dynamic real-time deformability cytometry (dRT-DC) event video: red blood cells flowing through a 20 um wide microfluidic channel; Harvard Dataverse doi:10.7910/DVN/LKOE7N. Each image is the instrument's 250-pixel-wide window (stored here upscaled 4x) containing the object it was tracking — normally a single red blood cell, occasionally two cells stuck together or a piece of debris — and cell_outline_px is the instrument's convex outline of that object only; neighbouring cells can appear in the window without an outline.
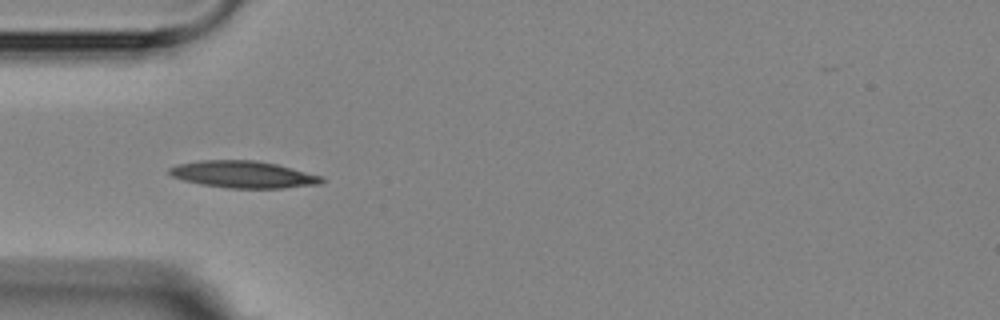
{"species": "Egyptian fruit bat (a non-hibernating species)", "species_latin": "Rousettus aegyptiacus", "temperature_condition": "room temperature", "stored_images_in_passage": 8, "camera_frame_rate_fps": 3000, "um_per_image_px": 0.085, "animal": {"sex": "female"}, "frame": {"image": 1, "passage_image": 5, "time_ms": 4.333, "image_size_px": [1000, 320], "cell_outline_px": [[324, 180], [320, 184], [284, 188], [228, 188], [200, 184], [184, 180], [172, 176], [168, 172], [168, 168], [176, 164], [200, 160], [256, 160], [276, 164], [324, 176]], "centroid_in_image_um": [20.68, 14.82], "position_along_channel_um": 64.3, "area_um2": 24.04}}
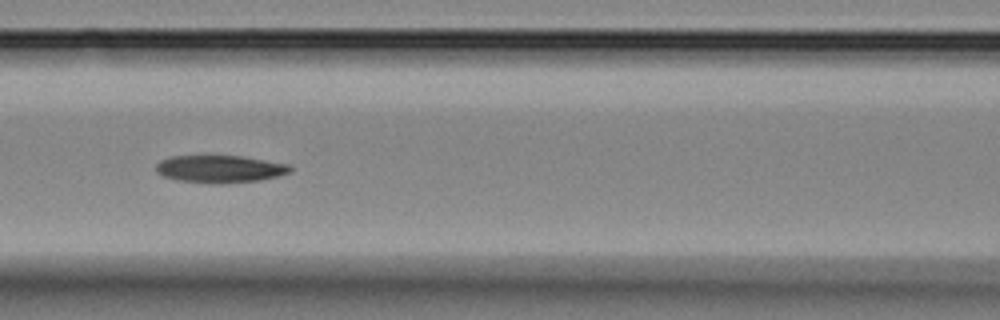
{"frame": {"image": 2, "passage_image": 7, "time_ms": 6.667, "image_size_px": [1000, 320], "cell_outline_px": [[292, 172], [280, 176], [260, 180], [220, 184], [216, 184], [176, 180], [164, 176], [156, 172], [156, 164], [160, 160], [172, 156], [240, 156], [288, 164], [292, 168]], "centroid_in_image_um": [18.7, 14.37], "position_along_channel_um": 147.9, "area_um2": 21.5}}
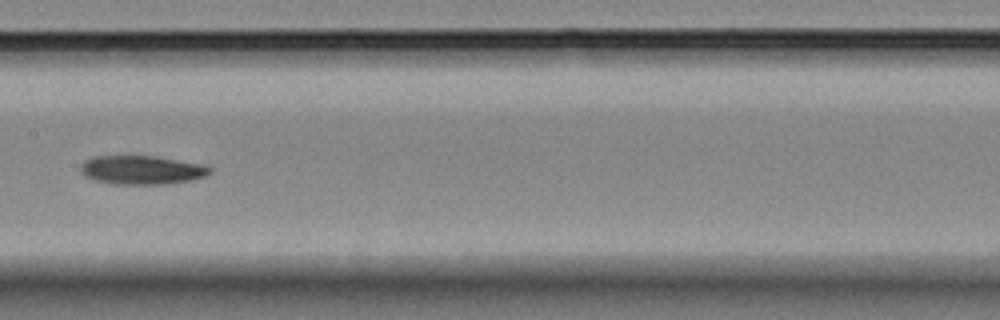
{"frame": {"image": 3, "passage_image": 8, "time_ms": 8.0, "image_size_px": [1000, 320], "cell_outline_px": [[212, 172], [204, 176], [188, 180], [164, 184], [112, 184], [96, 180], [84, 176], [80, 172], [80, 164], [84, 160], [92, 156], [156, 156], [204, 164], [212, 168]], "centroid_in_image_um": [12.02, 14.43], "position_along_channel_um": 195.4, "area_um2": 21.79}}